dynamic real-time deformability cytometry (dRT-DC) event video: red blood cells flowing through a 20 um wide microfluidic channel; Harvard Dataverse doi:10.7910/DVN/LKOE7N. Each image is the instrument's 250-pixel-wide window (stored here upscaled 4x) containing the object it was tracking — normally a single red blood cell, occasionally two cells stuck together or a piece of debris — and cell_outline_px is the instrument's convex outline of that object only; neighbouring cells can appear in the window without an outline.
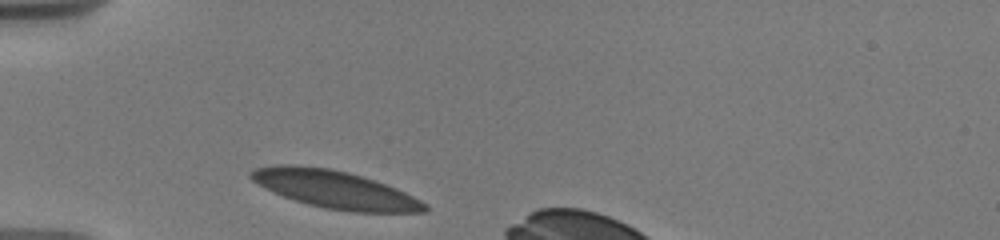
{"species": "human", "species_latin": "Homo sapiens", "temperature_condition": "warm", "stored_images_in_passage": 13, "camera_frame_rate_fps": 3000, "um_per_image_px": 0.085, "donor": {"sex": "male"}, "frame": {"image": 1, "passage_image": 1, "time_ms": 0.0, "image_size_px": [1000, 240], "cell_outline_px": [[428, 212], [352, 212], [324, 208], [308, 204], [272, 192], [252, 180], [248, 176], [248, 172], [256, 168], [276, 164], [292, 164], [328, 168], [348, 172], [396, 188], [428, 204]], "centroid_in_image_um": [28.44, 16.1], "position_along_channel_um": 56.6, "area_um2": 37.97}}
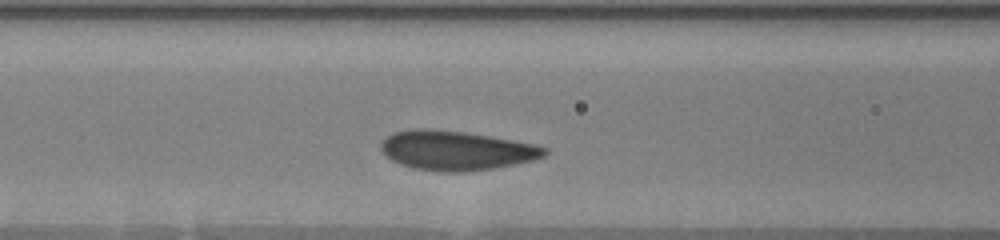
{"frame": {"image": 2, "passage_image": 6, "time_ms": 2.333, "image_size_px": [1000, 240], "cell_outline_px": [[548, 152], [544, 156], [532, 160], [492, 168], [464, 172], [440, 172], [412, 168], [400, 164], [392, 160], [380, 148], [380, 144], [392, 132], [416, 128], [428, 128], [464, 132], [492, 136], [536, 144], [548, 148]], "centroid_in_image_um": [38.78, 12.78], "position_along_channel_um": 127.8, "area_um2": 37.57}}
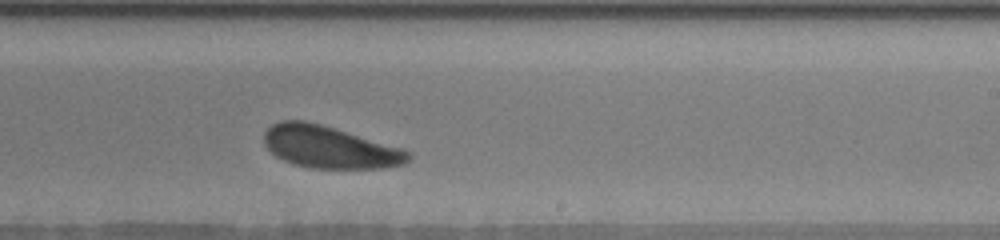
{"frame": {"image": 3, "passage_image": 13, "time_ms": 6.0, "image_size_px": [1000, 240], "cell_outline_px": [[412, 156], [404, 164], [384, 168], [308, 168], [292, 164], [276, 156], [264, 144], [264, 132], [272, 124], [280, 120], [304, 120], [320, 124], [404, 148], [412, 152]], "centroid_in_image_um": [28.03, 12.51], "position_along_channel_um": 261.0, "area_um2": 35.6}}